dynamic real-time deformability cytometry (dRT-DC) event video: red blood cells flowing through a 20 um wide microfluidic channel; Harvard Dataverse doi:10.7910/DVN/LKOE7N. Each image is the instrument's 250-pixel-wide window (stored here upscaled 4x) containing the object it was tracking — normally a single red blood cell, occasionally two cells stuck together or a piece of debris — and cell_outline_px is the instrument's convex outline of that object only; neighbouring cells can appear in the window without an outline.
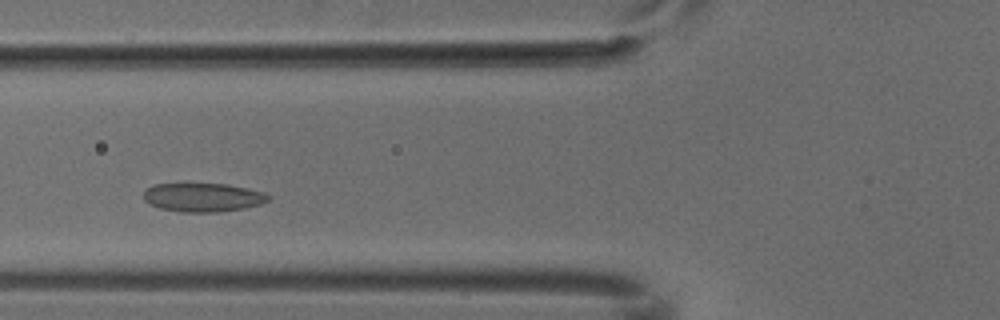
{"species": "common noctule bat (a hibernating species)", "species_latin": "Nyctalus noctula", "temperature_condition": "cold", "stored_images_in_passage": 5, "camera_frame_rate_fps": 3000, "um_per_image_px": 0.085, "animal": {"sex": "male", "body_mass_g": 18.8}, "frame": {"image": 1, "passage_image": 2, "time_ms": 0.333, "image_size_px": [1000, 320], "cell_outline_px": [[272, 196], [268, 200], [260, 204], [244, 208], [220, 212], [180, 212], [160, 208], [148, 204], [144, 200], [144, 192], [152, 184], [228, 184], [248, 188], [264, 192]], "centroid_in_image_um": [17.26, 16.78], "position_along_channel_um": 108.5, "area_um2": 20.98}}
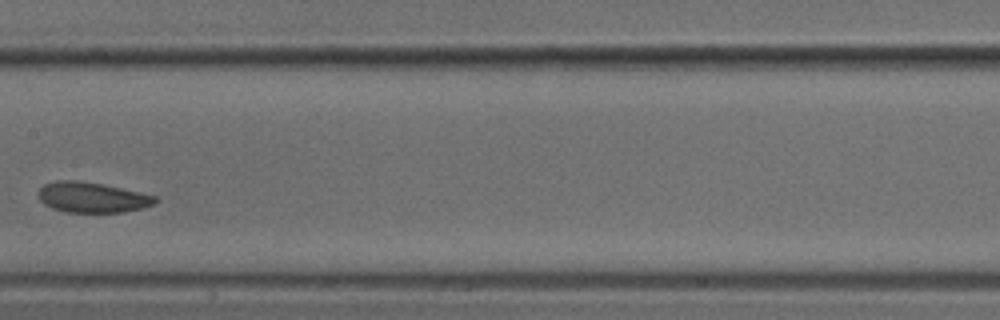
{"frame": {"image": 2, "passage_image": 4, "time_ms": 1.0, "image_size_px": [1000, 320], "cell_outline_px": [[156, 200], [152, 204], [140, 208], [124, 212], [64, 212], [52, 208], [44, 204], [40, 200], [40, 188], [44, 184], [56, 180], [72, 180], [100, 184], [120, 188], [156, 196]], "centroid_in_image_um": [7.78, 16.78], "position_along_channel_um": 199.6, "area_um2": 20.23}}
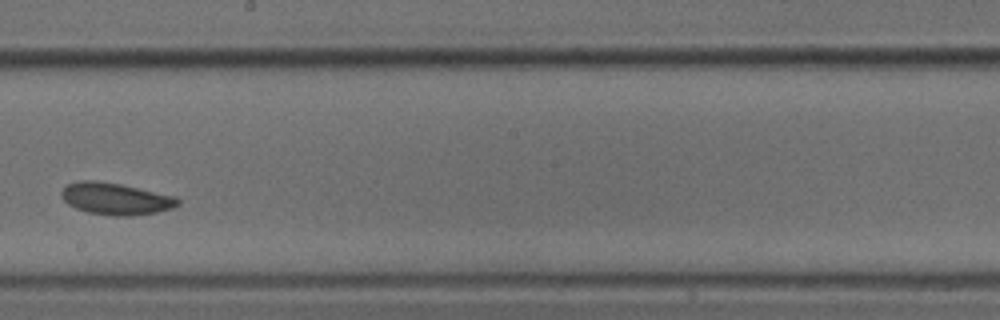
{"frame": {"image": 3, "passage_image": 5, "time_ms": 1.333, "image_size_px": [1000, 320], "cell_outline_px": [[180, 204], [172, 208], [156, 212], [132, 216], [116, 216], [88, 212], [76, 208], [68, 204], [60, 196], [60, 192], [68, 184], [80, 180], [96, 180], [120, 184], [176, 196], [180, 200]], "centroid_in_image_um": [9.83, 16.89], "position_along_channel_um": 238.4, "area_um2": 21.62}}